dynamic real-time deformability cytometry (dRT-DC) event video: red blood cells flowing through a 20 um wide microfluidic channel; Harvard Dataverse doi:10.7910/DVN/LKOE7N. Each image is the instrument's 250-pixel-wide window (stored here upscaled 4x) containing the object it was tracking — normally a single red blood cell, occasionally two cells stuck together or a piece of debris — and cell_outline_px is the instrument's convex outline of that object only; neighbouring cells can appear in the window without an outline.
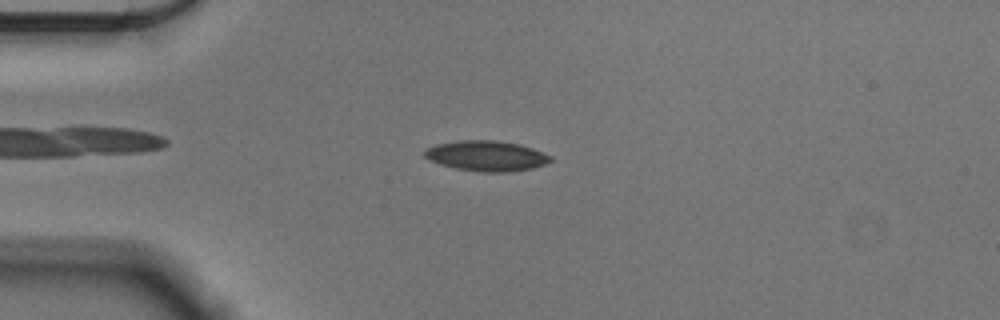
{"species": "Egyptian fruit bat (a non-hibernating species)", "species_latin": "Rousettus aegyptiacus", "temperature_condition": "cold", "stored_images_in_passage": 45, "camera_frame_rate_fps": 3000, "um_per_image_px": 0.085, "animal": {"sex": "male"}, "frame": {"image": 1, "passage_image": 3, "time_ms": 0.667, "image_size_px": [1000, 320], "cell_outline_px": [[552, 160], [544, 164], [532, 168], [508, 172], [480, 172], [456, 168], [440, 164], [424, 156], [424, 148], [436, 144], [460, 140], [492, 140], [520, 144], [532, 148], [552, 156]], "centroid_in_image_um": [41.34, 13.24], "position_along_channel_um": 43.7, "area_um2": 22.2}}
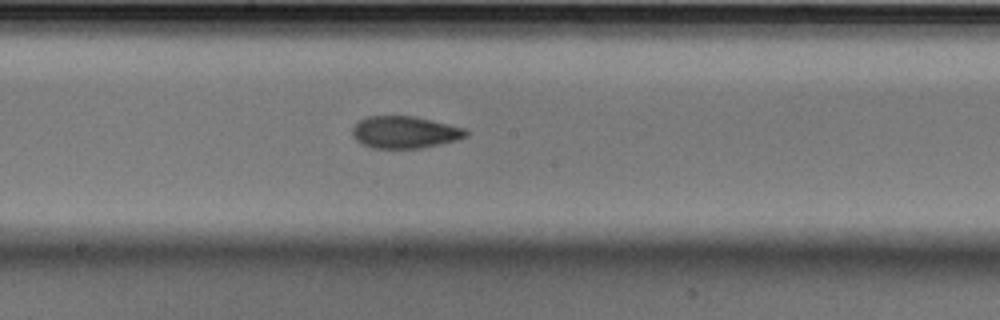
{"frame": {"image": 2, "passage_image": 19, "time_ms": 6.0, "image_size_px": [1000, 320], "cell_outline_px": [[468, 136], [456, 140], [440, 144], [420, 148], [372, 148], [356, 140], [352, 136], [352, 128], [360, 120], [368, 116], [412, 116], [432, 120], [464, 128], [468, 132]], "centroid_in_image_um": [34.4, 11.24], "position_along_channel_um": 213.8, "area_um2": 21.1}}
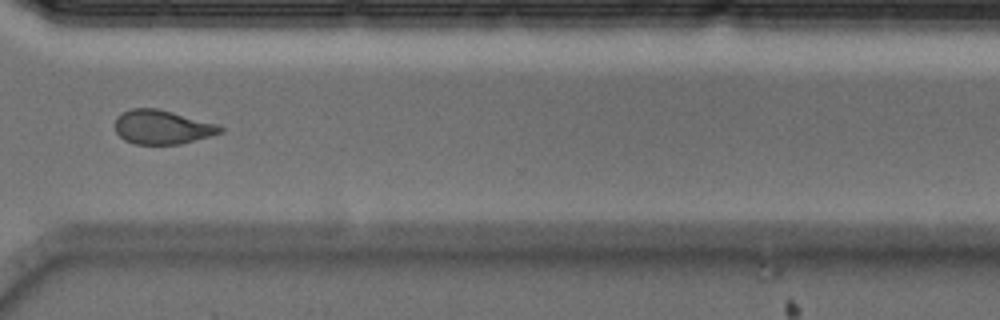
{"frame": {"image": 3, "passage_image": 31, "time_ms": 10.0, "image_size_px": [1000, 320], "cell_outline_px": [[224, 132], [180, 144], [136, 144], [124, 140], [116, 132], [116, 120], [120, 112], [132, 108], [156, 108], [172, 112], [216, 124], [224, 128]], "centroid_in_image_um": [13.77, 10.8], "position_along_channel_um": 356.8, "area_um2": 20.69}, "authors_computed_cell_mechanics": {"area_um2": 21.386, "velocity_mm_per_s": 3.5795, "shape_relaxation_time_tau1_ms": 4.1675, "shape_relaxation_time_tau2_ms": 3.9303, "deformation_change_tau1": 0.1188, "deformation_change_tau2": 0.1016}}